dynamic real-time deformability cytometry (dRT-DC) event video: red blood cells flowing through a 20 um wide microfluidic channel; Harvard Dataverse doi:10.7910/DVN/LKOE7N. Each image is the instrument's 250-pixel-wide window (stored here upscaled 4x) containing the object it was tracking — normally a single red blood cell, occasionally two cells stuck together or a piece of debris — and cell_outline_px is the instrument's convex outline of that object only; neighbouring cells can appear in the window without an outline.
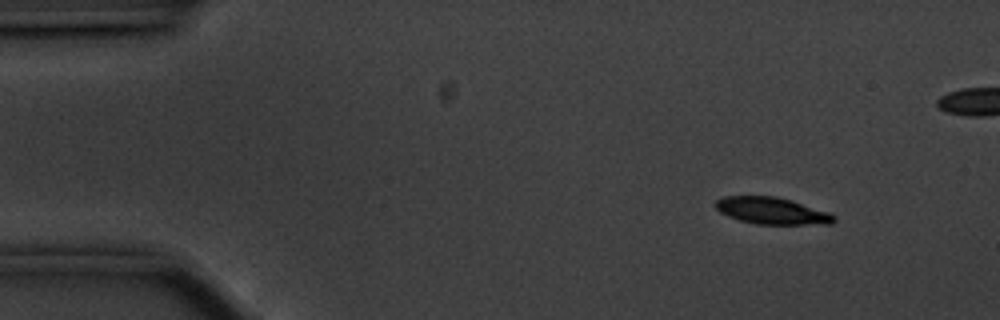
{"species": "common noctule bat (a hibernating species)", "species_latin": "Nyctalus noctula", "temperature_condition": "cold", "stored_images_in_passage": 52, "camera_frame_rate_fps": 3000, "um_per_image_px": 0.085, "animal": {"sex": "male", "body_mass_g": 20.1, "forearm_length_mm": 53.5}, "frame": {"image": 1, "passage_image": 1, "time_ms": 0.0, "image_size_px": [1000, 320], "cell_outline_px": [[836, 220], [832, 224], [756, 224], [740, 220], [728, 216], [720, 212], [716, 208], [716, 200], [724, 196], [776, 196], [792, 200], [828, 212], [836, 216]], "centroid_in_image_um": [65.63, 17.91], "position_along_channel_um": 19.4, "area_um2": 18.5}}
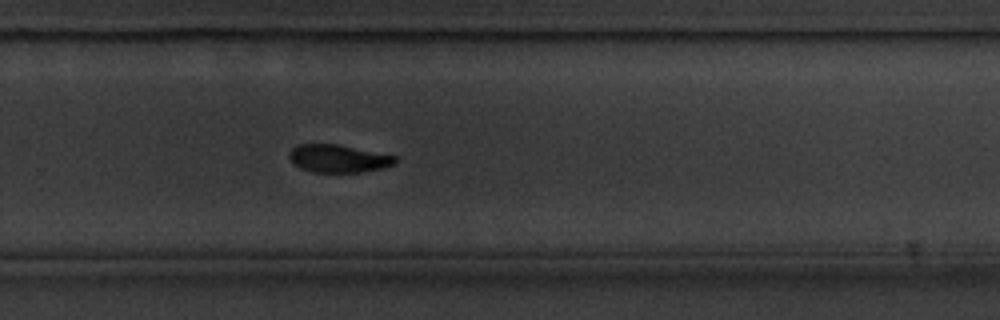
{"frame": {"image": 2, "passage_image": 32, "time_ms": 10.333, "image_size_px": [1000, 320], "cell_outline_px": [[400, 160], [396, 164], [384, 168], [360, 172], [312, 172], [300, 168], [288, 156], [288, 152], [296, 144], [336, 144], [396, 156]], "centroid_in_image_um": [28.78, 13.48], "position_along_channel_um": 301.0, "area_um2": 17.22}}
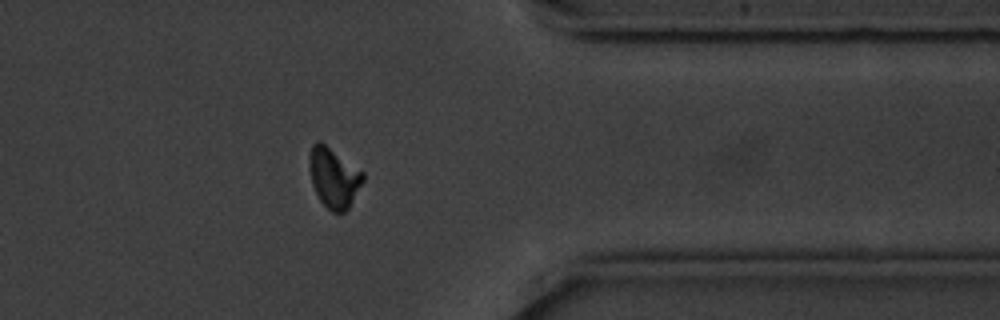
{"frame": {"image": 3, "passage_image": 40, "time_ms": 13.0, "image_size_px": [1000, 320], "cell_outline_px": [[364, 180], [348, 208], [344, 212], [332, 212], [320, 200], [312, 184], [308, 168], [308, 156], [312, 144], [316, 140], [320, 140], [364, 172]], "centroid_in_image_um": [28.34, 15.05], "position_along_channel_um": 383.1, "area_um2": 18.84}, "authors_computed_cell_mechanics": {"area_um2": 18.8428, "velocity_mm_per_s": 3.5228, "shape_relaxation_time_tau1_ms": 1.9171, "shape_relaxation_time_tau2_ms": null, "deformation_change_tau1": 0.1158, "deformation_change_tau2": null}}